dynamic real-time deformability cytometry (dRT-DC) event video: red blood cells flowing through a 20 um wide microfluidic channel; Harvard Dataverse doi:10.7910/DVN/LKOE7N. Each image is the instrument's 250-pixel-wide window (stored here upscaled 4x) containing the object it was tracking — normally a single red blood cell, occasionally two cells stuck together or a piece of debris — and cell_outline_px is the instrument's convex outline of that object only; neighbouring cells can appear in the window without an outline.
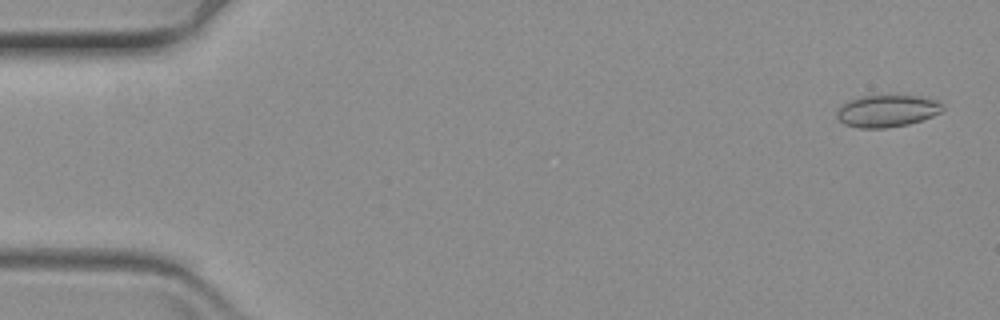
{"species": "common noctule bat (a hibernating species)", "species_latin": "Nyctalus noctula", "temperature_condition": "warm", "stored_images_in_passage": 62, "camera_frame_rate_fps": 3000, "um_per_image_px": 0.085, "animal": {"sex": "female", "body_mass_g": 19.3, "forearm_length_mm": 54.1}, "frame": {"image": 1, "passage_image": 3, "time_ms": 0.667, "image_size_px": [1000, 320], "cell_outline_px": [[944, 108], [940, 112], [932, 116], [908, 124], [888, 128], [860, 128], [844, 124], [836, 116], [836, 108], [840, 104], [848, 100], [860, 96], [920, 96], [936, 100], [944, 104]], "centroid_in_image_um": [75.36, 9.43], "position_along_channel_um": 9.6, "area_um2": 19.88}}
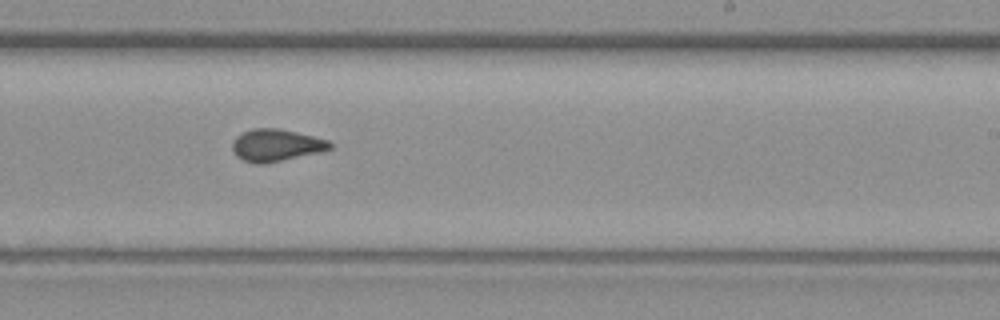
{"frame": {"image": 2, "passage_image": 38, "time_ms": 12.333, "image_size_px": [1000, 320], "cell_outline_px": [[332, 148], [320, 152], [264, 164], [256, 164], [244, 160], [236, 156], [232, 148], [232, 140], [236, 136], [244, 132], [256, 128], [276, 128], [296, 132], [328, 140], [332, 144]], "centroid_in_image_um": [23.45, 12.35], "position_along_channel_um": 265.5, "area_um2": 18.15}}
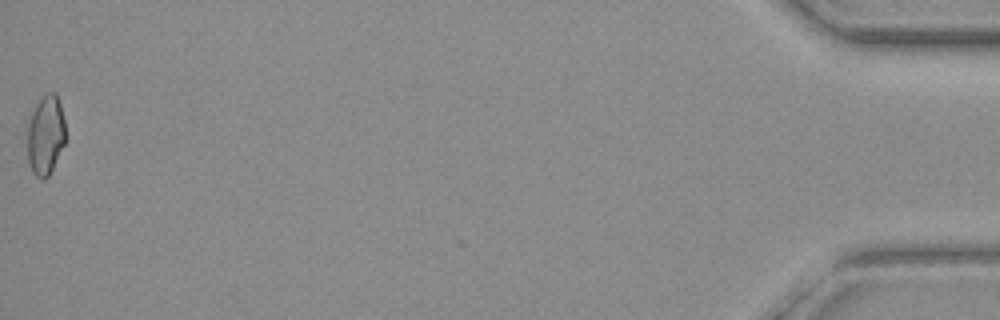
{"frame": {"image": 3, "passage_image": 62, "time_ms": 20.333, "image_size_px": [1000, 320], "cell_outline_px": [[64, 144], [48, 176], [44, 180], [40, 180], [32, 172], [28, 160], [28, 124], [32, 112], [36, 104], [48, 92], [56, 92], [60, 104], [64, 120]], "centroid_in_image_um": [3.86, 11.49], "position_along_channel_um": 431.3, "area_um2": 17.4}}